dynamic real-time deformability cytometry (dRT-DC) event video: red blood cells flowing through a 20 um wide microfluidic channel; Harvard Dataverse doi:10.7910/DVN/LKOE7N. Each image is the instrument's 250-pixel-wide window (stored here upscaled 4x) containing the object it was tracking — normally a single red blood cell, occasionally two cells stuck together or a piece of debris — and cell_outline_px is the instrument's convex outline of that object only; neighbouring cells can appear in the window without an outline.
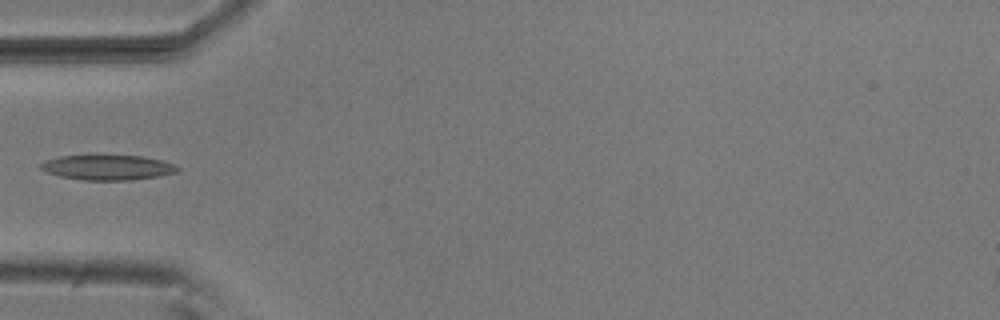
{"species": "common noctule bat (a hibernating species)", "species_latin": "Nyctalus noctula", "temperature_condition": "room temperature", "stored_images_in_passage": 6, "camera_frame_rate_fps": 3000, "um_per_image_px": 0.085, "animal": {"sex": "male", "body_mass_g": 20.5, "forearm_length_mm": 52.5}, "frame": {"image": 1, "passage_image": 5, "time_ms": 1.333, "image_size_px": [1000, 320], "cell_outline_px": [[180, 168], [176, 172], [160, 176], [132, 180], [84, 180], [60, 176], [48, 172], [40, 168], [40, 164], [44, 160], [60, 156], [92, 152], [140, 156], [160, 160], [176, 164]], "centroid_in_image_um": [9.12, 14.18], "position_along_channel_um": 75.9, "area_um2": 20.92}}
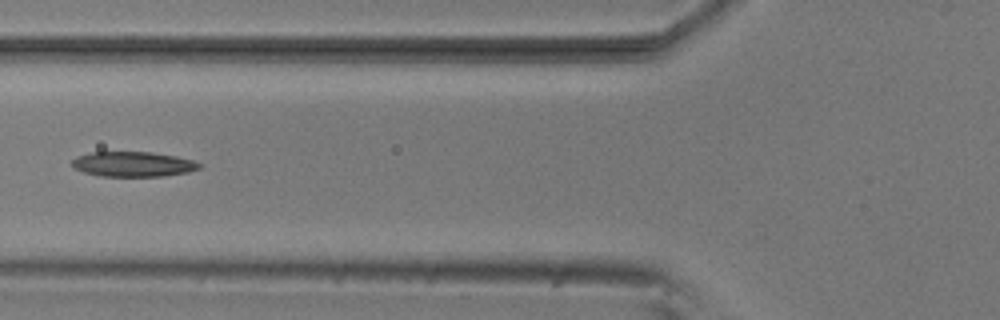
{"frame": {"image": 2, "passage_image": 6, "time_ms": 1.667, "image_size_px": [1000, 320], "cell_outline_px": [[200, 168], [188, 172], [164, 176], [100, 176], [84, 172], [76, 168], [72, 164], [72, 160], [76, 156], [92, 152], [152, 152], [176, 156], [192, 160], [200, 164]], "centroid_in_image_um": [11.31, 13.95], "position_along_channel_um": 114.5, "area_um2": 18.44}}